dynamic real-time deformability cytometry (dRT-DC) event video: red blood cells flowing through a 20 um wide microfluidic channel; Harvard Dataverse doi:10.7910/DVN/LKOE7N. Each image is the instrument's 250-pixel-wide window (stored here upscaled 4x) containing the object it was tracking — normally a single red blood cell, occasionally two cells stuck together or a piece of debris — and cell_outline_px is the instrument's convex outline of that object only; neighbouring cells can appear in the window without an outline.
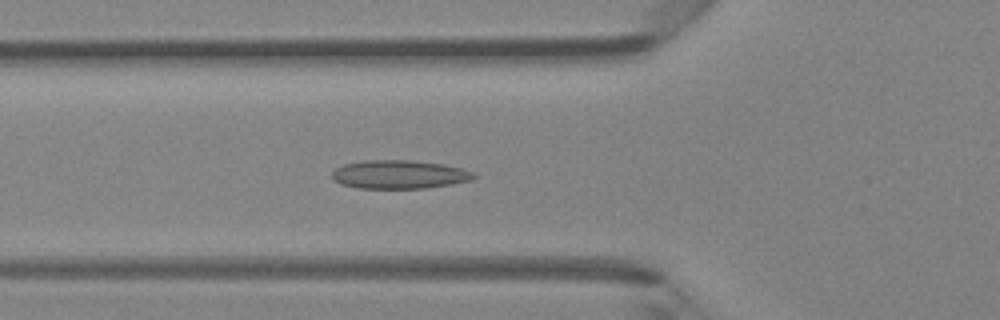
{"species": "Egyptian fruit bat (a non-hibernating species)", "species_latin": "Rousettus aegyptiacus", "temperature_condition": "room temperature", "stored_images_in_passage": 33, "camera_frame_rate_fps": 3000, "um_per_image_px": 0.085, "animal": {"sex": "female"}, "frame": {"image": 1, "passage_image": 3, "time_ms": 0.667, "image_size_px": [1000, 320], "cell_outline_px": [[476, 176], [472, 180], [452, 184], [424, 188], [356, 188], [340, 184], [332, 180], [332, 172], [336, 168], [344, 164], [364, 160], [408, 160], [444, 164], [460, 168], [472, 172]], "centroid_in_image_um": [33.9, 14.83], "position_along_channel_um": 91.9, "area_um2": 23.58}}
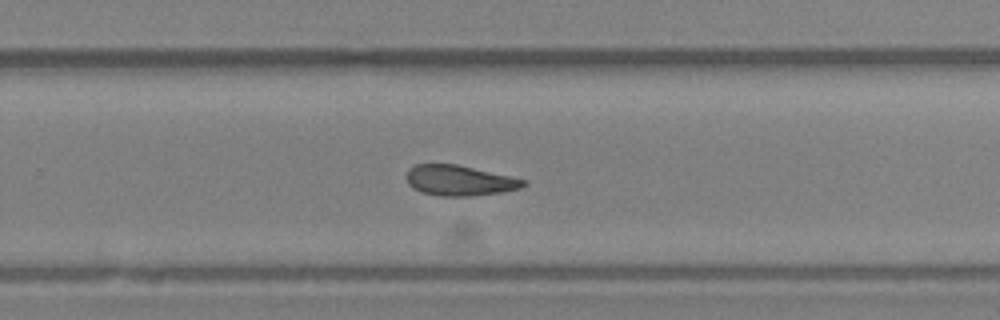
{"frame": {"image": 2, "passage_image": 17, "time_ms": 5.333, "image_size_px": [1000, 320], "cell_outline_px": [[528, 184], [520, 188], [504, 192], [468, 196], [440, 196], [424, 192], [412, 188], [408, 184], [404, 176], [408, 168], [416, 164], [456, 164], [528, 180]], "centroid_in_image_um": [39.04, 15.34], "position_along_channel_um": 290.8, "area_um2": 20.87}}
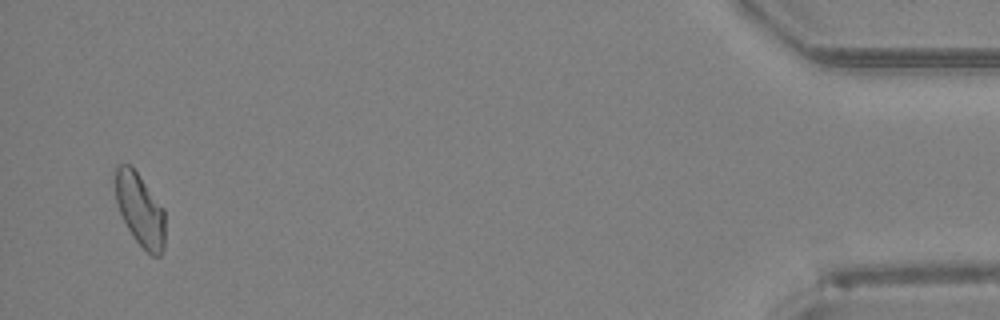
{"frame": {"image": 3, "passage_image": 32, "time_ms": 10.333, "image_size_px": [1000, 320], "cell_outline_px": [[164, 248], [160, 256], [152, 256], [136, 240], [128, 228], [120, 212], [116, 200], [112, 176], [116, 164], [132, 164], [164, 208]], "centroid_in_image_um": [11.87, 17.73], "position_along_channel_um": 423.3, "area_um2": 21.5}}